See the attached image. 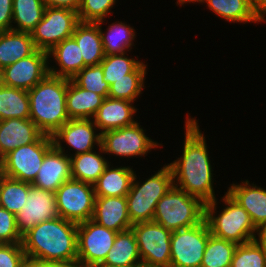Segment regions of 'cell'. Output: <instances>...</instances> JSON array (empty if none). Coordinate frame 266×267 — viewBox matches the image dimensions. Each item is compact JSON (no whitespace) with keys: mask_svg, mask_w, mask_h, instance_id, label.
I'll list each match as a JSON object with an SVG mask.
<instances>
[{"mask_svg":"<svg viewBox=\"0 0 266 267\" xmlns=\"http://www.w3.org/2000/svg\"><path fill=\"white\" fill-rule=\"evenodd\" d=\"M186 114L182 154L167 164L172 171L174 186L205 204L217 198L214 189L216 174L206 143L207 135L200 129L199 120Z\"/></svg>","mask_w":266,"mask_h":267,"instance_id":"obj_1","label":"cell"},{"mask_svg":"<svg viewBox=\"0 0 266 267\" xmlns=\"http://www.w3.org/2000/svg\"><path fill=\"white\" fill-rule=\"evenodd\" d=\"M78 224L53 218L35 225L22 236L26 258L60 267L77 266Z\"/></svg>","mask_w":266,"mask_h":267,"instance_id":"obj_2","label":"cell"},{"mask_svg":"<svg viewBox=\"0 0 266 267\" xmlns=\"http://www.w3.org/2000/svg\"><path fill=\"white\" fill-rule=\"evenodd\" d=\"M68 79L48 74L28 92L30 117L39 130L52 136L70 120L66 110Z\"/></svg>","mask_w":266,"mask_h":267,"instance_id":"obj_3","label":"cell"},{"mask_svg":"<svg viewBox=\"0 0 266 267\" xmlns=\"http://www.w3.org/2000/svg\"><path fill=\"white\" fill-rule=\"evenodd\" d=\"M218 203L223 205V207L221 205L222 209L219 208ZM204 219L211 235L219 239L239 245L254 238L256 227L249 213L227 191L220 197V202L216 198L205 203Z\"/></svg>","mask_w":266,"mask_h":267,"instance_id":"obj_4","label":"cell"},{"mask_svg":"<svg viewBox=\"0 0 266 267\" xmlns=\"http://www.w3.org/2000/svg\"><path fill=\"white\" fill-rule=\"evenodd\" d=\"M204 217L205 204L173 185L158 201L153 222L175 231L199 224Z\"/></svg>","mask_w":266,"mask_h":267,"instance_id":"obj_5","label":"cell"},{"mask_svg":"<svg viewBox=\"0 0 266 267\" xmlns=\"http://www.w3.org/2000/svg\"><path fill=\"white\" fill-rule=\"evenodd\" d=\"M137 121L135 124L101 133V147L109 158L134 159L146 157L151 150L161 148L163 143L154 141L147 135L144 126ZM156 148V149H155ZM111 155V156H110ZM120 157V158H119Z\"/></svg>","mask_w":266,"mask_h":267,"instance_id":"obj_6","label":"cell"},{"mask_svg":"<svg viewBox=\"0 0 266 267\" xmlns=\"http://www.w3.org/2000/svg\"><path fill=\"white\" fill-rule=\"evenodd\" d=\"M53 146L51 136L42 135L36 142L19 146L3 157L0 172L6 177L32 183L46 152Z\"/></svg>","mask_w":266,"mask_h":267,"instance_id":"obj_7","label":"cell"},{"mask_svg":"<svg viewBox=\"0 0 266 267\" xmlns=\"http://www.w3.org/2000/svg\"><path fill=\"white\" fill-rule=\"evenodd\" d=\"M55 197L59 217L76 224L92 219L96 198L94 185L71 178L56 190Z\"/></svg>","mask_w":266,"mask_h":267,"instance_id":"obj_8","label":"cell"},{"mask_svg":"<svg viewBox=\"0 0 266 267\" xmlns=\"http://www.w3.org/2000/svg\"><path fill=\"white\" fill-rule=\"evenodd\" d=\"M79 22L76 10L46 6L41 21L31 32L36 49L49 52L61 41L72 37Z\"/></svg>","mask_w":266,"mask_h":267,"instance_id":"obj_9","label":"cell"},{"mask_svg":"<svg viewBox=\"0 0 266 267\" xmlns=\"http://www.w3.org/2000/svg\"><path fill=\"white\" fill-rule=\"evenodd\" d=\"M210 235L205 219L194 226L172 231L170 267H200Z\"/></svg>","mask_w":266,"mask_h":267,"instance_id":"obj_10","label":"cell"},{"mask_svg":"<svg viewBox=\"0 0 266 267\" xmlns=\"http://www.w3.org/2000/svg\"><path fill=\"white\" fill-rule=\"evenodd\" d=\"M143 267H170L171 233L153 221L132 225Z\"/></svg>","mask_w":266,"mask_h":267,"instance_id":"obj_11","label":"cell"},{"mask_svg":"<svg viewBox=\"0 0 266 267\" xmlns=\"http://www.w3.org/2000/svg\"><path fill=\"white\" fill-rule=\"evenodd\" d=\"M117 233L99 225L92 219L78 224L77 266L88 267L102 263L113 247Z\"/></svg>","mask_w":266,"mask_h":267,"instance_id":"obj_12","label":"cell"},{"mask_svg":"<svg viewBox=\"0 0 266 267\" xmlns=\"http://www.w3.org/2000/svg\"><path fill=\"white\" fill-rule=\"evenodd\" d=\"M51 137L53 145L69 157L101 146V133L92 119H70Z\"/></svg>","mask_w":266,"mask_h":267,"instance_id":"obj_13","label":"cell"},{"mask_svg":"<svg viewBox=\"0 0 266 267\" xmlns=\"http://www.w3.org/2000/svg\"><path fill=\"white\" fill-rule=\"evenodd\" d=\"M48 52L36 50L1 70L2 85L29 91L49 74Z\"/></svg>","mask_w":266,"mask_h":267,"instance_id":"obj_14","label":"cell"},{"mask_svg":"<svg viewBox=\"0 0 266 267\" xmlns=\"http://www.w3.org/2000/svg\"><path fill=\"white\" fill-rule=\"evenodd\" d=\"M15 217L21 236L41 222L58 218L55 193L37 188L30 183L27 201Z\"/></svg>","mask_w":266,"mask_h":267,"instance_id":"obj_15","label":"cell"},{"mask_svg":"<svg viewBox=\"0 0 266 267\" xmlns=\"http://www.w3.org/2000/svg\"><path fill=\"white\" fill-rule=\"evenodd\" d=\"M70 157L54 145L46 152L33 186L47 191L56 190L71 179Z\"/></svg>","mask_w":266,"mask_h":267,"instance_id":"obj_16","label":"cell"},{"mask_svg":"<svg viewBox=\"0 0 266 267\" xmlns=\"http://www.w3.org/2000/svg\"><path fill=\"white\" fill-rule=\"evenodd\" d=\"M134 103L123 99L106 97L92 118L100 133L135 124L139 110Z\"/></svg>","mask_w":266,"mask_h":267,"instance_id":"obj_17","label":"cell"},{"mask_svg":"<svg viewBox=\"0 0 266 267\" xmlns=\"http://www.w3.org/2000/svg\"><path fill=\"white\" fill-rule=\"evenodd\" d=\"M43 133L31 119L11 118L0 121V153L3 157L19 146L36 142Z\"/></svg>","mask_w":266,"mask_h":267,"instance_id":"obj_18","label":"cell"},{"mask_svg":"<svg viewBox=\"0 0 266 267\" xmlns=\"http://www.w3.org/2000/svg\"><path fill=\"white\" fill-rule=\"evenodd\" d=\"M92 220L115 232L130 229L126 196L96 197Z\"/></svg>","mask_w":266,"mask_h":267,"instance_id":"obj_19","label":"cell"},{"mask_svg":"<svg viewBox=\"0 0 266 267\" xmlns=\"http://www.w3.org/2000/svg\"><path fill=\"white\" fill-rule=\"evenodd\" d=\"M48 58L49 74L66 79H72L86 66L80 48L73 37L54 46L48 52Z\"/></svg>","mask_w":266,"mask_h":267,"instance_id":"obj_20","label":"cell"},{"mask_svg":"<svg viewBox=\"0 0 266 267\" xmlns=\"http://www.w3.org/2000/svg\"><path fill=\"white\" fill-rule=\"evenodd\" d=\"M254 183L248 179L241 180L240 184L232 181L227 192L249 213L257 227L266 222V189Z\"/></svg>","mask_w":266,"mask_h":267,"instance_id":"obj_21","label":"cell"},{"mask_svg":"<svg viewBox=\"0 0 266 267\" xmlns=\"http://www.w3.org/2000/svg\"><path fill=\"white\" fill-rule=\"evenodd\" d=\"M148 178L141 177L134 173L130 190L126 198L161 199L174 185L171 168L163 164L158 171H153ZM138 176V177H137ZM139 178V179H138ZM138 179V180H137Z\"/></svg>","mask_w":266,"mask_h":267,"instance_id":"obj_22","label":"cell"},{"mask_svg":"<svg viewBox=\"0 0 266 267\" xmlns=\"http://www.w3.org/2000/svg\"><path fill=\"white\" fill-rule=\"evenodd\" d=\"M111 163L94 184L96 197L127 196L135 173L133 166Z\"/></svg>","mask_w":266,"mask_h":267,"instance_id":"obj_23","label":"cell"},{"mask_svg":"<svg viewBox=\"0 0 266 267\" xmlns=\"http://www.w3.org/2000/svg\"><path fill=\"white\" fill-rule=\"evenodd\" d=\"M95 23L99 26L105 56L132 52L131 50L135 48L134 42H136L135 39L137 37V32L134 29V26H131L130 24H127V22L121 20L120 22H112V24H109L106 19ZM104 23L106 25L108 23V27L103 30L102 28H104Z\"/></svg>","mask_w":266,"mask_h":267,"instance_id":"obj_24","label":"cell"},{"mask_svg":"<svg viewBox=\"0 0 266 267\" xmlns=\"http://www.w3.org/2000/svg\"><path fill=\"white\" fill-rule=\"evenodd\" d=\"M109 163L111 158H106L102 147L99 146L92 151L70 157L71 177L94 185Z\"/></svg>","mask_w":266,"mask_h":267,"instance_id":"obj_25","label":"cell"},{"mask_svg":"<svg viewBox=\"0 0 266 267\" xmlns=\"http://www.w3.org/2000/svg\"><path fill=\"white\" fill-rule=\"evenodd\" d=\"M31 33L14 30L0 32V70L29 57L36 51Z\"/></svg>","mask_w":266,"mask_h":267,"instance_id":"obj_26","label":"cell"},{"mask_svg":"<svg viewBox=\"0 0 266 267\" xmlns=\"http://www.w3.org/2000/svg\"><path fill=\"white\" fill-rule=\"evenodd\" d=\"M104 99L103 96L87 91L68 79L66 110L70 119H92Z\"/></svg>","mask_w":266,"mask_h":267,"instance_id":"obj_27","label":"cell"},{"mask_svg":"<svg viewBox=\"0 0 266 267\" xmlns=\"http://www.w3.org/2000/svg\"><path fill=\"white\" fill-rule=\"evenodd\" d=\"M72 37L78 44L86 66L99 65L105 57L99 26L93 22H79Z\"/></svg>","mask_w":266,"mask_h":267,"instance_id":"obj_28","label":"cell"},{"mask_svg":"<svg viewBox=\"0 0 266 267\" xmlns=\"http://www.w3.org/2000/svg\"><path fill=\"white\" fill-rule=\"evenodd\" d=\"M102 263L115 267H143L132 228L117 233L113 247Z\"/></svg>","mask_w":266,"mask_h":267,"instance_id":"obj_29","label":"cell"},{"mask_svg":"<svg viewBox=\"0 0 266 267\" xmlns=\"http://www.w3.org/2000/svg\"><path fill=\"white\" fill-rule=\"evenodd\" d=\"M200 4H206L203 5L208 7L206 9L233 24L260 23L254 15L251 0H202Z\"/></svg>","mask_w":266,"mask_h":267,"instance_id":"obj_30","label":"cell"},{"mask_svg":"<svg viewBox=\"0 0 266 267\" xmlns=\"http://www.w3.org/2000/svg\"><path fill=\"white\" fill-rule=\"evenodd\" d=\"M45 7L43 0H13L12 30L31 33L41 21Z\"/></svg>","mask_w":266,"mask_h":267,"instance_id":"obj_31","label":"cell"},{"mask_svg":"<svg viewBox=\"0 0 266 267\" xmlns=\"http://www.w3.org/2000/svg\"><path fill=\"white\" fill-rule=\"evenodd\" d=\"M148 69L147 61L143 62L134 72L129 74V78H123L111 84L108 97L128 100L133 103L138 102L137 100L142 97L144 88H146L145 81Z\"/></svg>","mask_w":266,"mask_h":267,"instance_id":"obj_32","label":"cell"},{"mask_svg":"<svg viewBox=\"0 0 266 267\" xmlns=\"http://www.w3.org/2000/svg\"><path fill=\"white\" fill-rule=\"evenodd\" d=\"M30 100L26 90L0 87V121L11 118L29 119Z\"/></svg>","mask_w":266,"mask_h":267,"instance_id":"obj_33","label":"cell"},{"mask_svg":"<svg viewBox=\"0 0 266 267\" xmlns=\"http://www.w3.org/2000/svg\"><path fill=\"white\" fill-rule=\"evenodd\" d=\"M130 52H125L121 54L107 55L101 61L104 73V80L110 86L114 82L129 78V74L134 72L144 61L139 60V56L135 55L129 57Z\"/></svg>","mask_w":266,"mask_h":267,"instance_id":"obj_34","label":"cell"},{"mask_svg":"<svg viewBox=\"0 0 266 267\" xmlns=\"http://www.w3.org/2000/svg\"><path fill=\"white\" fill-rule=\"evenodd\" d=\"M30 183L9 178L0 172V206L17 214L26 203Z\"/></svg>","mask_w":266,"mask_h":267,"instance_id":"obj_35","label":"cell"},{"mask_svg":"<svg viewBox=\"0 0 266 267\" xmlns=\"http://www.w3.org/2000/svg\"><path fill=\"white\" fill-rule=\"evenodd\" d=\"M237 244L210 235L200 267H230Z\"/></svg>","mask_w":266,"mask_h":267,"instance_id":"obj_36","label":"cell"},{"mask_svg":"<svg viewBox=\"0 0 266 267\" xmlns=\"http://www.w3.org/2000/svg\"><path fill=\"white\" fill-rule=\"evenodd\" d=\"M230 267H266V250L254 240L239 244Z\"/></svg>","mask_w":266,"mask_h":267,"instance_id":"obj_37","label":"cell"},{"mask_svg":"<svg viewBox=\"0 0 266 267\" xmlns=\"http://www.w3.org/2000/svg\"><path fill=\"white\" fill-rule=\"evenodd\" d=\"M71 80L87 91H93L104 98L108 97L109 85L104 80V73L100 64L85 66Z\"/></svg>","mask_w":266,"mask_h":267,"instance_id":"obj_38","label":"cell"},{"mask_svg":"<svg viewBox=\"0 0 266 267\" xmlns=\"http://www.w3.org/2000/svg\"><path fill=\"white\" fill-rule=\"evenodd\" d=\"M118 0H80L77 10L80 22H98L109 19Z\"/></svg>","mask_w":266,"mask_h":267,"instance_id":"obj_39","label":"cell"},{"mask_svg":"<svg viewBox=\"0 0 266 267\" xmlns=\"http://www.w3.org/2000/svg\"><path fill=\"white\" fill-rule=\"evenodd\" d=\"M128 215L132 224L151 222L160 199L126 198Z\"/></svg>","mask_w":266,"mask_h":267,"instance_id":"obj_40","label":"cell"},{"mask_svg":"<svg viewBox=\"0 0 266 267\" xmlns=\"http://www.w3.org/2000/svg\"><path fill=\"white\" fill-rule=\"evenodd\" d=\"M22 243L15 214L0 206V244Z\"/></svg>","mask_w":266,"mask_h":267,"instance_id":"obj_41","label":"cell"},{"mask_svg":"<svg viewBox=\"0 0 266 267\" xmlns=\"http://www.w3.org/2000/svg\"><path fill=\"white\" fill-rule=\"evenodd\" d=\"M26 259L22 243L0 244V267H21Z\"/></svg>","mask_w":266,"mask_h":267,"instance_id":"obj_42","label":"cell"},{"mask_svg":"<svg viewBox=\"0 0 266 267\" xmlns=\"http://www.w3.org/2000/svg\"><path fill=\"white\" fill-rule=\"evenodd\" d=\"M13 0H0V32L12 30Z\"/></svg>","mask_w":266,"mask_h":267,"instance_id":"obj_43","label":"cell"},{"mask_svg":"<svg viewBox=\"0 0 266 267\" xmlns=\"http://www.w3.org/2000/svg\"><path fill=\"white\" fill-rule=\"evenodd\" d=\"M47 7H61L71 10H78L80 0H43Z\"/></svg>","mask_w":266,"mask_h":267,"instance_id":"obj_44","label":"cell"},{"mask_svg":"<svg viewBox=\"0 0 266 267\" xmlns=\"http://www.w3.org/2000/svg\"><path fill=\"white\" fill-rule=\"evenodd\" d=\"M254 15L260 23H266V0H251Z\"/></svg>","mask_w":266,"mask_h":267,"instance_id":"obj_45","label":"cell"},{"mask_svg":"<svg viewBox=\"0 0 266 267\" xmlns=\"http://www.w3.org/2000/svg\"><path fill=\"white\" fill-rule=\"evenodd\" d=\"M253 240L266 250V222L256 227Z\"/></svg>","mask_w":266,"mask_h":267,"instance_id":"obj_46","label":"cell"},{"mask_svg":"<svg viewBox=\"0 0 266 267\" xmlns=\"http://www.w3.org/2000/svg\"><path fill=\"white\" fill-rule=\"evenodd\" d=\"M21 267H55L54 264L38 262L30 259H26Z\"/></svg>","mask_w":266,"mask_h":267,"instance_id":"obj_47","label":"cell"},{"mask_svg":"<svg viewBox=\"0 0 266 267\" xmlns=\"http://www.w3.org/2000/svg\"><path fill=\"white\" fill-rule=\"evenodd\" d=\"M186 4H188V0H176V5L177 6H183L184 7V5L185 6H187Z\"/></svg>","mask_w":266,"mask_h":267,"instance_id":"obj_48","label":"cell"},{"mask_svg":"<svg viewBox=\"0 0 266 267\" xmlns=\"http://www.w3.org/2000/svg\"><path fill=\"white\" fill-rule=\"evenodd\" d=\"M88 267H115V266H111V265L103 264V263H97V264L90 265Z\"/></svg>","mask_w":266,"mask_h":267,"instance_id":"obj_49","label":"cell"},{"mask_svg":"<svg viewBox=\"0 0 266 267\" xmlns=\"http://www.w3.org/2000/svg\"><path fill=\"white\" fill-rule=\"evenodd\" d=\"M202 0H188V5L193 3V4H199Z\"/></svg>","mask_w":266,"mask_h":267,"instance_id":"obj_50","label":"cell"},{"mask_svg":"<svg viewBox=\"0 0 266 267\" xmlns=\"http://www.w3.org/2000/svg\"><path fill=\"white\" fill-rule=\"evenodd\" d=\"M2 86V77H1V70H0V87Z\"/></svg>","mask_w":266,"mask_h":267,"instance_id":"obj_51","label":"cell"}]
</instances>
